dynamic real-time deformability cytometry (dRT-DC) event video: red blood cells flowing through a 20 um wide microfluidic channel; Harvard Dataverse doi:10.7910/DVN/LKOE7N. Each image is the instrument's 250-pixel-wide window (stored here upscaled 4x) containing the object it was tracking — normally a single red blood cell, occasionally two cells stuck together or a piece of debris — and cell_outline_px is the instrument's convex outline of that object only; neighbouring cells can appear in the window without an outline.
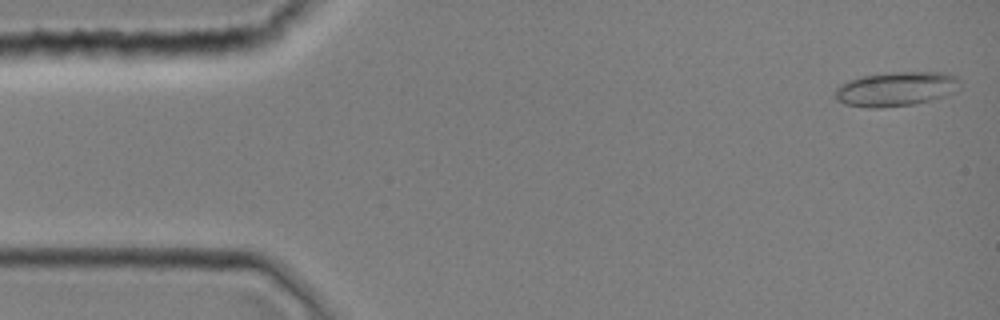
{"species": "common noctule bat (a hibernating species)", "species_latin": "Nyctalus noctula", "temperature_condition": "room temperature", "stored_images_in_passage": 7, "camera_frame_rate_fps": 3000, "um_per_image_px": 0.085, "animal": {"sex": "female", "body_mass_g": 19.0, "forearm_length_mm": 51.5}, "frame": {"image": 1, "passage_image": 1, "time_ms": 0.0, "image_size_px": [1000, 320], "cell_outline_px": [[960, 88], [956, 92], [928, 100], [912, 104], [880, 108], [868, 108], [844, 104], [836, 100], [836, 88], [840, 84], [848, 80], [864, 76], [888, 72], [944, 72], [956, 76], [960, 80]], "centroid_in_image_um": [76.17, 7.55], "position_along_channel_um": 8.8, "area_um2": 25.09}}